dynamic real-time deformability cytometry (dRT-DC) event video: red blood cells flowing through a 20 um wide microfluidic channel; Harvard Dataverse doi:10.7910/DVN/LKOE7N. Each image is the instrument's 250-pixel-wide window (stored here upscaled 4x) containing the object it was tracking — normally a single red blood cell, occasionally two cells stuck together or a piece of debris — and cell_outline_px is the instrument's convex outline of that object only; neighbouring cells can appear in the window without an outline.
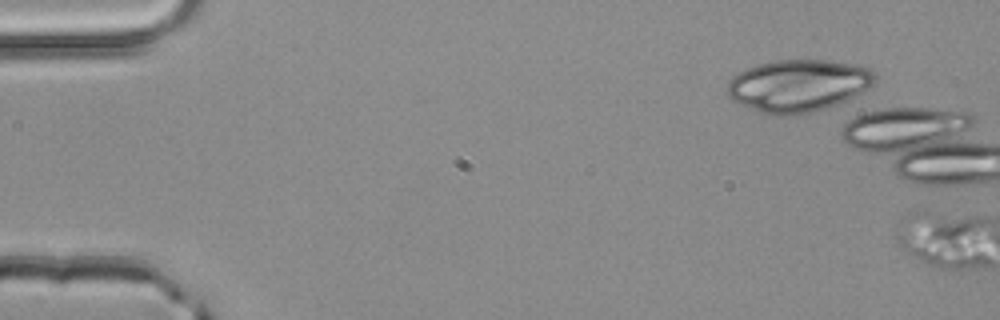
{"species": "common noctule bat (a hibernating species)", "species_latin": "Nyctalus noctula", "temperature_condition": "room temperature", "stored_images_in_passage": 4, "camera_frame_rate_fps": 3000, "um_per_image_px": 0.085, "animal": {"sex": "male", "body_mass_g": 20.4}, "frame": {"image": 1, "passage_image": 1, "time_ms": 0.0, "image_size_px": [1000, 320], "cell_outline_px": [[876, 84], [856, 96], [848, 100], [828, 108], [812, 112], [792, 116], [772, 116], [760, 112], [740, 104], [732, 100], [724, 92], [728, 80], [732, 76], [756, 64], [776, 60], [832, 60], [860, 64], [876, 72]], "centroid_in_image_um": [67.87, 7.28], "position_along_channel_um": 17.1, "area_um2": 46.07}}